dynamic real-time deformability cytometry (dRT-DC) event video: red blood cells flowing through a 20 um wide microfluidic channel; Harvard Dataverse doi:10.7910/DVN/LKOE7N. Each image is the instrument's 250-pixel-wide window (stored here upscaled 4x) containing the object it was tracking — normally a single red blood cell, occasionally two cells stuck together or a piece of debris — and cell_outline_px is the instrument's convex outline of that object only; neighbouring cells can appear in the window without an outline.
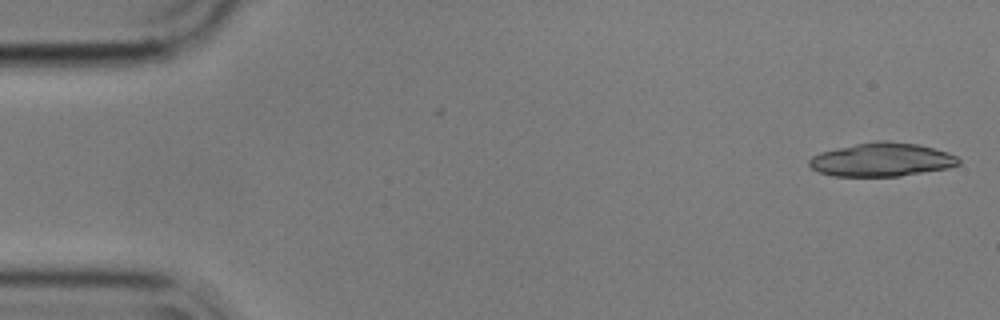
{"species": "common noctule bat (a hibernating species)", "species_latin": "Nyctalus noctula", "temperature_condition": "cold", "stored_images_in_passage": 5, "camera_frame_rate_fps": 3000, "um_per_image_px": 0.085, "animal": {"sex": "male", "body_mass_g": 17.9}, "frame": {"image": 1, "passage_image": 1, "time_ms": 0.0, "image_size_px": [1000, 320], "cell_outline_px": [[960, 164], [948, 168], [900, 176], [832, 176], [820, 172], [812, 168], [808, 164], [808, 160], [812, 156], [820, 152], [836, 148], [876, 140], [888, 140], [920, 144], [948, 152], [956, 156], [960, 160]], "centroid_in_image_um": [74.96, 13.56], "position_along_channel_um": 10.0, "area_um2": 29.42}}